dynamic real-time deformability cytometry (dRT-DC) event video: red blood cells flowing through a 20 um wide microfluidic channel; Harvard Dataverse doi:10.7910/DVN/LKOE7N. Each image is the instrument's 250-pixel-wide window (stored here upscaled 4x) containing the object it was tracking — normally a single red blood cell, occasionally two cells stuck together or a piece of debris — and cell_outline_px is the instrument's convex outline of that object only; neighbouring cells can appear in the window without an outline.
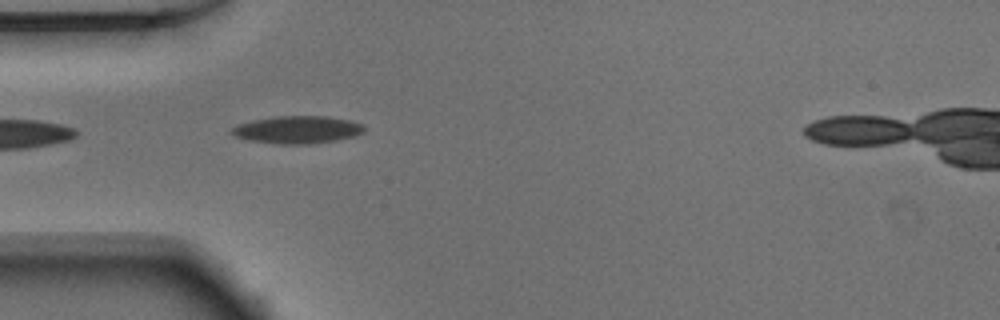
{"species": "Egyptian fruit bat (a non-hibernating species)", "species_latin": "Rousettus aegyptiacus", "temperature_condition": "warm", "stored_images_in_passage": 10, "camera_frame_rate_fps": 3000, "um_per_image_px": 0.085, "animal": {"sex": "male"}, "frame": {"image": 1, "passage_image": 1, "time_ms": 0.0, "image_size_px": [1000, 320], "cell_outline_px": [[364, 132], [356, 136], [336, 140], [308, 144], [280, 144], [252, 140], [236, 136], [232, 132], [232, 128], [240, 124], [252, 120], [276, 116], [328, 116], [352, 120], [364, 124]], "centroid_in_image_um": [25.37, 11.01], "position_along_channel_um": 59.6, "area_um2": 21.15}}
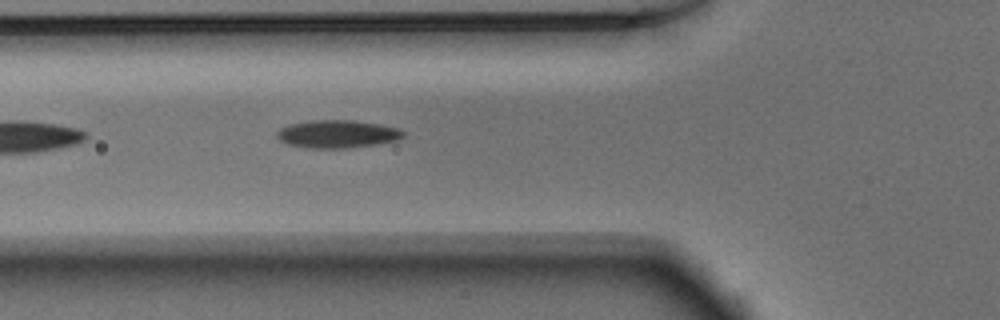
{"frame": {"image": 2, "passage_image": 4, "time_ms": 1.0, "image_size_px": [1000, 320], "cell_outline_px": [[404, 136], [396, 140], [376, 144], [348, 148], [308, 148], [288, 144], [280, 140], [276, 136], [276, 132], [280, 128], [288, 124], [308, 120], [352, 120], [380, 124], [400, 128], [404, 132]], "centroid_in_image_um": [28.65, 11.38], "position_along_channel_um": 97.1, "area_um2": 20.63}}
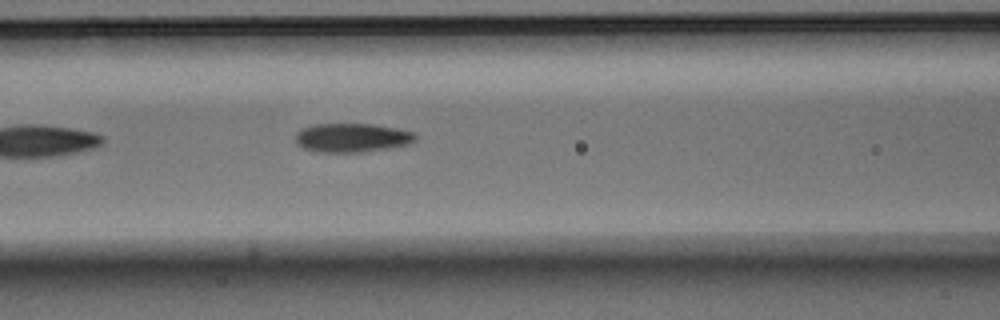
{"frame": {"image": 3, "passage_image": 7, "time_ms": 2.0, "image_size_px": [1000, 320], "cell_outline_px": [[416, 140], [408, 144], [360, 152], [320, 152], [304, 148], [296, 144], [296, 132], [304, 128], [316, 124], [372, 124], [396, 128], [416, 132]], "centroid_in_image_um": [29.92, 11.7], "position_along_channel_um": 136.7, "area_um2": 20.0}}